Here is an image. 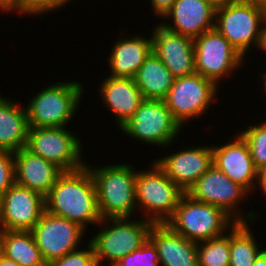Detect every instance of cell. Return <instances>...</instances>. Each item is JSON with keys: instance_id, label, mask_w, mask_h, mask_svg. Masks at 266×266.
<instances>
[{"instance_id": "obj_34", "label": "cell", "mask_w": 266, "mask_h": 266, "mask_svg": "<svg viewBox=\"0 0 266 266\" xmlns=\"http://www.w3.org/2000/svg\"><path fill=\"white\" fill-rule=\"evenodd\" d=\"M19 0H0V12H14L18 8Z\"/></svg>"}, {"instance_id": "obj_38", "label": "cell", "mask_w": 266, "mask_h": 266, "mask_svg": "<svg viewBox=\"0 0 266 266\" xmlns=\"http://www.w3.org/2000/svg\"><path fill=\"white\" fill-rule=\"evenodd\" d=\"M0 266H20L17 262L7 258L5 255H3L0 258Z\"/></svg>"}, {"instance_id": "obj_37", "label": "cell", "mask_w": 266, "mask_h": 266, "mask_svg": "<svg viewBox=\"0 0 266 266\" xmlns=\"http://www.w3.org/2000/svg\"><path fill=\"white\" fill-rule=\"evenodd\" d=\"M207 1L210 2L215 8H219L227 4L233 3L237 0H207Z\"/></svg>"}, {"instance_id": "obj_41", "label": "cell", "mask_w": 266, "mask_h": 266, "mask_svg": "<svg viewBox=\"0 0 266 266\" xmlns=\"http://www.w3.org/2000/svg\"><path fill=\"white\" fill-rule=\"evenodd\" d=\"M262 80H263V92L266 94V71L265 73L263 72L262 73V76H261Z\"/></svg>"}, {"instance_id": "obj_23", "label": "cell", "mask_w": 266, "mask_h": 266, "mask_svg": "<svg viewBox=\"0 0 266 266\" xmlns=\"http://www.w3.org/2000/svg\"><path fill=\"white\" fill-rule=\"evenodd\" d=\"M0 94V149L15 152L26 147L30 129L25 105Z\"/></svg>"}, {"instance_id": "obj_24", "label": "cell", "mask_w": 266, "mask_h": 266, "mask_svg": "<svg viewBox=\"0 0 266 266\" xmlns=\"http://www.w3.org/2000/svg\"><path fill=\"white\" fill-rule=\"evenodd\" d=\"M146 100H164L175 77L152 51L134 77Z\"/></svg>"}, {"instance_id": "obj_39", "label": "cell", "mask_w": 266, "mask_h": 266, "mask_svg": "<svg viewBox=\"0 0 266 266\" xmlns=\"http://www.w3.org/2000/svg\"><path fill=\"white\" fill-rule=\"evenodd\" d=\"M259 50H262L263 53L266 54V17H265V20H264L262 41H261V45H260V49Z\"/></svg>"}, {"instance_id": "obj_21", "label": "cell", "mask_w": 266, "mask_h": 266, "mask_svg": "<svg viewBox=\"0 0 266 266\" xmlns=\"http://www.w3.org/2000/svg\"><path fill=\"white\" fill-rule=\"evenodd\" d=\"M149 239L157 248L161 266H198L197 242L186 239L168 224H153Z\"/></svg>"}, {"instance_id": "obj_9", "label": "cell", "mask_w": 266, "mask_h": 266, "mask_svg": "<svg viewBox=\"0 0 266 266\" xmlns=\"http://www.w3.org/2000/svg\"><path fill=\"white\" fill-rule=\"evenodd\" d=\"M186 194L193 200L222 208L236 222L254 223L259 217L256 209L245 214L241 212L239 204L242 200L245 201L244 198L249 196V192L233 182L214 164L187 190Z\"/></svg>"}, {"instance_id": "obj_10", "label": "cell", "mask_w": 266, "mask_h": 266, "mask_svg": "<svg viewBox=\"0 0 266 266\" xmlns=\"http://www.w3.org/2000/svg\"><path fill=\"white\" fill-rule=\"evenodd\" d=\"M26 148L63 172L75 171L86 165L85 159H82L80 137L68 127L30 128Z\"/></svg>"}, {"instance_id": "obj_35", "label": "cell", "mask_w": 266, "mask_h": 266, "mask_svg": "<svg viewBox=\"0 0 266 266\" xmlns=\"http://www.w3.org/2000/svg\"><path fill=\"white\" fill-rule=\"evenodd\" d=\"M259 190H262L261 192L266 197V166L259 171Z\"/></svg>"}, {"instance_id": "obj_31", "label": "cell", "mask_w": 266, "mask_h": 266, "mask_svg": "<svg viewBox=\"0 0 266 266\" xmlns=\"http://www.w3.org/2000/svg\"><path fill=\"white\" fill-rule=\"evenodd\" d=\"M72 0H19L18 8L14 11V13L20 15H37L45 14L46 12H53L54 10L60 8V10L68 5V3ZM27 14V15H26Z\"/></svg>"}, {"instance_id": "obj_19", "label": "cell", "mask_w": 266, "mask_h": 266, "mask_svg": "<svg viewBox=\"0 0 266 266\" xmlns=\"http://www.w3.org/2000/svg\"><path fill=\"white\" fill-rule=\"evenodd\" d=\"M100 84L98 92L102 102L113 112L119 130L135 114L144 97L134 78L107 76Z\"/></svg>"}, {"instance_id": "obj_36", "label": "cell", "mask_w": 266, "mask_h": 266, "mask_svg": "<svg viewBox=\"0 0 266 266\" xmlns=\"http://www.w3.org/2000/svg\"><path fill=\"white\" fill-rule=\"evenodd\" d=\"M253 266H266V248L258 255Z\"/></svg>"}, {"instance_id": "obj_25", "label": "cell", "mask_w": 266, "mask_h": 266, "mask_svg": "<svg viewBox=\"0 0 266 266\" xmlns=\"http://www.w3.org/2000/svg\"><path fill=\"white\" fill-rule=\"evenodd\" d=\"M3 255L20 266H46L31 231L3 230Z\"/></svg>"}, {"instance_id": "obj_15", "label": "cell", "mask_w": 266, "mask_h": 266, "mask_svg": "<svg viewBox=\"0 0 266 266\" xmlns=\"http://www.w3.org/2000/svg\"><path fill=\"white\" fill-rule=\"evenodd\" d=\"M233 135V139L229 138L223 145H211L213 164L251 194L253 189L254 192L259 189V171L254 165L245 139L238 132Z\"/></svg>"}, {"instance_id": "obj_33", "label": "cell", "mask_w": 266, "mask_h": 266, "mask_svg": "<svg viewBox=\"0 0 266 266\" xmlns=\"http://www.w3.org/2000/svg\"><path fill=\"white\" fill-rule=\"evenodd\" d=\"M176 0H150L151 9L155 16L162 17L171 9Z\"/></svg>"}, {"instance_id": "obj_13", "label": "cell", "mask_w": 266, "mask_h": 266, "mask_svg": "<svg viewBox=\"0 0 266 266\" xmlns=\"http://www.w3.org/2000/svg\"><path fill=\"white\" fill-rule=\"evenodd\" d=\"M45 263L81 248L86 230L78 223L48 213L30 230Z\"/></svg>"}, {"instance_id": "obj_2", "label": "cell", "mask_w": 266, "mask_h": 266, "mask_svg": "<svg viewBox=\"0 0 266 266\" xmlns=\"http://www.w3.org/2000/svg\"><path fill=\"white\" fill-rule=\"evenodd\" d=\"M93 177L98 208L102 219L136 217V171L130 163L91 166L86 163Z\"/></svg>"}, {"instance_id": "obj_3", "label": "cell", "mask_w": 266, "mask_h": 266, "mask_svg": "<svg viewBox=\"0 0 266 266\" xmlns=\"http://www.w3.org/2000/svg\"><path fill=\"white\" fill-rule=\"evenodd\" d=\"M83 89L82 83L74 80L46 85L25 106L29 127L69 126L80 109Z\"/></svg>"}, {"instance_id": "obj_26", "label": "cell", "mask_w": 266, "mask_h": 266, "mask_svg": "<svg viewBox=\"0 0 266 266\" xmlns=\"http://www.w3.org/2000/svg\"><path fill=\"white\" fill-rule=\"evenodd\" d=\"M250 225L249 222H237L230 229V266H253L265 249L255 239Z\"/></svg>"}, {"instance_id": "obj_30", "label": "cell", "mask_w": 266, "mask_h": 266, "mask_svg": "<svg viewBox=\"0 0 266 266\" xmlns=\"http://www.w3.org/2000/svg\"><path fill=\"white\" fill-rule=\"evenodd\" d=\"M86 243V248H79L63 257L52 260L46 263V266H98L92 244Z\"/></svg>"}, {"instance_id": "obj_6", "label": "cell", "mask_w": 266, "mask_h": 266, "mask_svg": "<svg viewBox=\"0 0 266 266\" xmlns=\"http://www.w3.org/2000/svg\"><path fill=\"white\" fill-rule=\"evenodd\" d=\"M151 168L136 171L137 209L153 224L167 223L185 192L153 160Z\"/></svg>"}, {"instance_id": "obj_4", "label": "cell", "mask_w": 266, "mask_h": 266, "mask_svg": "<svg viewBox=\"0 0 266 266\" xmlns=\"http://www.w3.org/2000/svg\"><path fill=\"white\" fill-rule=\"evenodd\" d=\"M153 223L132 217L104 218L90 238L98 266H113L127 254L140 248L149 238ZM108 264H104L105 262Z\"/></svg>"}, {"instance_id": "obj_11", "label": "cell", "mask_w": 266, "mask_h": 266, "mask_svg": "<svg viewBox=\"0 0 266 266\" xmlns=\"http://www.w3.org/2000/svg\"><path fill=\"white\" fill-rule=\"evenodd\" d=\"M219 86L198 73L175 78L164 102L182 128L213 106ZM216 97V98H215Z\"/></svg>"}, {"instance_id": "obj_20", "label": "cell", "mask_w": 266, "mask_h": 266, "mask_svg": "<svg viewBox=\"0 0 266 266\" xmlns=\"http://www.w3.org/2000/svg\"><path fill=\"white\" fill-rule=\"evenodd\" d=\"M15 183L37 191L44 197L63 171L26 147L13 152Z\"/></svg>"}, {"instance_id": "obj_18", "label": "cell", "mask_w": 266, "mask_h": 266, "mask_svg": "<svg viewBox=\"0 0 266 266\" xmlns=\"http://www.w3.org/2000/svg\"><path fill=\"white\" fill-rule=\"evenodd\" d=\"M152 28V51L175 78L195 73L193 39L168 31L159 23Z\"/></svg>"}, {"instance_id": "obj_40", "label": "cell", "mask_w": 266, "mask_h": 266, "mask_svg": "<svg viewBox=\"0 0 266 266\" xmlns=\"http://www.w3.org/2000/svg\"><path fill=\"white\" fill-rule=\"evenodd\" d=\"M3 256V230L0 228V258Z\"/></svg>"}, {"instance_id": "obj_22", "label": "cell", "mask_w": 266, "mask_h": 266, "mask_svg": "<svg viewBox=\"0 0 266 266\" xmlns=\"http://www.w3.org/2000/svg\"><path fill=\"white\" fill-rule=\"evenodd\" d=\"M134 35V36H133ZM137 35V36H136ZM132 34L120 36L111 47L108 59L109 76L134 78L145 59L152 52V37Z\"/></svg>"}, {"instance_id": "obj_5", "label": "cell", "mask_w": 266, "mask_h": 266, "mask_svg": "<svg viewBox=\"0 0 266 266\" xmlns=\"http://www.w3.org/2000/svg\"><path fill=\"white\" fill-rule=\"evenodd\" d=\"M265 17L261 0H237L216 8L215 28L245 58L250 47L260 49Z\"/></svg>"}, {"instance_id": "obj_17", "label": "cell", "mask_w": 266, "mask_h": 266, "mask_svg": "<svg viewBox=\"0 0 266 266\" xmlns=\"http://www.w3.org/2000/svg\"><path fill=\"white\" fill-rule=\"evenodd\" d=\"M215 17L216 8L207 0H176L162 17L165 21L159 24L168 31L195 39L215 28ZM166 20H171V24Z\"/></svg>"}, {"instance_id": "obj_42", "label": "cell", "mask_w": 266, "mask_h": 266, "mask_svg": "<svg viewBox=\"0 0 266 266\" xmlns=\"http://www.w3.org/2000/svg\"><path fill=\"white\" fill-rule=\"evenodd\" d=\"M262 2H263V5H264V9L266 11V0H263Z\"/></svg>"}, {"instance_id": "obj_29", "label": "cell", "mask_w": 266, "mask_h": 266, "mask_svg": "<svg viewBox=\"0 0 266 266\" xmlns=\"http://www.w3.org/2000/svg\"><path fill=\"white\" fill-rule=\"evenodd\" d=\"M113 266H161L154 243L147 241L135 251L118 260Z\"/></svg>"}, {"instance_id": "obj_8", "label": "cell", "mask_w": 266, "mask_h": 266, "mask_svg": "<svg viewBox=\"0 0 266 266\" xmlns=\"http://www.w3.org/2000/svg\"><path fill=\"white\" fill-rule=\"evenodd\" d=\"M119 130L142 144L164 148L175 142L182 127L164 100L144 99L135 114Z\"/></svg>"}, {"instance_id": "obj_27", "label": "cell", "mask_w": 266, "mask_h": 266, "mask_svg": "<svg viewBox=\"0 0 266 266\" xmlns=\"http://www.w3.org/2000/svg\"><path fill=\"white\" fill-rule=\"evenodd\" d=\"M197 254L198 266H230V230L219 237L197 242Z\"/></svg>"}, {"instance_id": "obj_14", "label": "cell", "mask_w": 266, "mask_h": 266, "mask_svg": "<svg viewBox=\"0 0 266 266\" xmlns=\"http://www.w3.org/2000/svg\"><path fill=\"white\" fill-rule=\"evenodd\" d=\"M45 211V197L14 183L0 196V228L30 231Z\"/></svg>"}, {"instance_id": "obj_28", "label": "cell", "mask_w": 266, "mask_h": 266, "mask_svg": "<svg viewBox=\"0 0 266 266\" xmlns=\"http://www.w3.org/2000/svg\"><path fill=\"white\" fill-rule=\"evenodd\" d=\"M245 129L238 133L247 142L254 165L260 171L266 166V120Z\"/></svg>"}, {"instance_id": "obj_7", "label": "cell", "mask_w": 266, "mask_h": 266, "mask_svg": "<svg viewBox=\"0 0 266 266\" xmlns=\"http://www.w3.org/2000/svg\"><path fill=\"white\" fill-rule=\"evenodd\" d=\"M236 223L222 208L193 200L185 193L166 224L186 239L201 242L227 233Z\"/></svg>"}, {"instance_id": "obj_32", "label": "cell", "mask_w": 266, "mask_h": 266, "mask_svg": "<svg viewBox=\"0 0 266 266\" xmlns=\"http://www.w3.org/2000/svg\"><path fill=\"white\" fill-rule=\"evenodd\" d=\"M15 183L13 152L0 149V196Z\"/></svg>"}, {"instance_id": "obj_1", "label": "cell", "mask_w": 266, "mask_h": 266, "mask_svg": "<svg viewBox=\"0 0 266 266\" xmlns=\"http://www.w3.org/2000/svg\"><path fill=\"white\" fill-rule=\"evenodd\" d=\"M45 210L55 216L78 223L87 230L102 220L96 186L89 168L63 172L45 196Z\"/></svg>"}, {"instance_id": "obj_16", "label": "cell", "mask_w": 266, "mask_h": 266, "mask_svg": "<svg viewBox=\"0 0 266 266\" xmlns=\"http://www.w3.org/2000/svg\"><path fill=\"white\" fill-rule=\"evenodd\" d=\"M179 150L154 161L186 193L213 165V150L211 145Z\"/></svg>"}, {"instance_id": "obj_12", "label": "cell", "mask_w": 266, "mask_h": 266, "mask_svg": "<svg viewBox=\"0 0 266 266\" xmlns=\"http://www.w3.org/2000/svg\"><path fill=\"white\" fill-rule=\"evenodd\" d=\"M193 42L195 72L218 86L243 66L245 58L216 28L205 31Z\"/></svg>"}]
</instances>
